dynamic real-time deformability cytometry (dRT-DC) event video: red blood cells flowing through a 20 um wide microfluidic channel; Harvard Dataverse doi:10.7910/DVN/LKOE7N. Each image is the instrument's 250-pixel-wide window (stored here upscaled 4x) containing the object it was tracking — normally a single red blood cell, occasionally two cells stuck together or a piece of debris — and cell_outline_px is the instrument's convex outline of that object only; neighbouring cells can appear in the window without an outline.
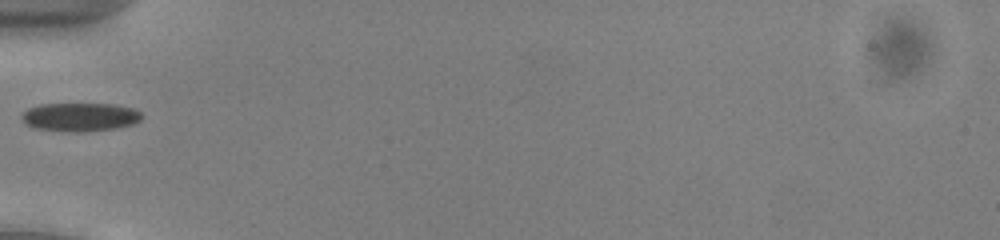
{"species": "common noctule bat (a hibernating species)", "species_latin": "Nyctalus noctula", "temperature_condition": "cold", "stored_images_in_passage": 34, "camera_frame_rate_fps": 3000, "um_per_image_px": 0.085, "animal": {"sex": "male", "body_mass_g": 13.0, "forearm_length_mm": 53.1}, "frame": {"image": 1, "passage_image": 1, "time_ms": 0.0, "image_size_px": [1000, 240], "cell_outline_px": [[144, 116], [140, 120], [132, 124], [116, 128], [80, 132], [72, 132], [32, 128], [20, 116], [28, 108], [40, 104], [112, 104], [132, 108], [140, 112]], "centroid_in_image_um": [6.8, 9.94], "position_along_channel_um": 78.2, "area_um2": 19.88}}
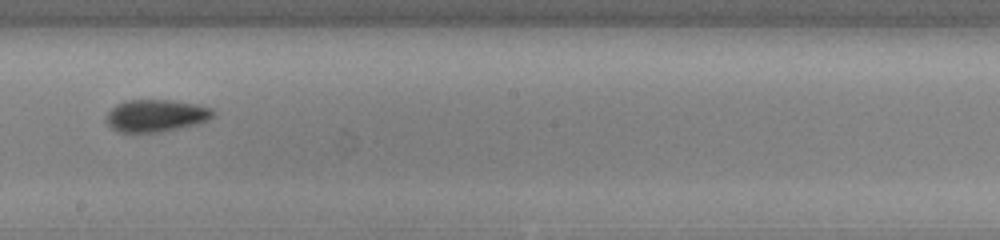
{"frame": {"image": 2, "passage_image": 13, "time_ms": 4.0, "image_size_px": [1000, 240], "cell_outline_px": [[216, 112], [208, 120], [196, 124], [156, 132], [116, 132], [104, 120], [108, 112], [116, 104], [124, 100], [172, 100], [196, 104], [212, 108]], "centroid_in_image_um": [13.23, 9.82], "position_along_channel_um": 235.0, "area_um2": 20.06}}
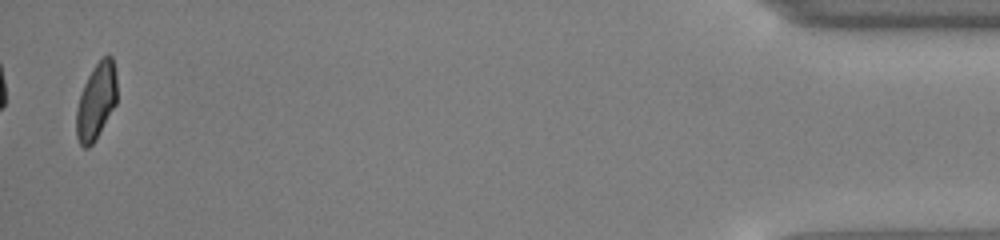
{"frame": {"image": 3, "passage_image": 34, "time_ms": 11.0, "image_size_px": [1000, 240], "cell_outline_px": [[116, 104], [96, 140], [88, 148], [84, 148], [80, 144], [76, 136], [76, 108], [80, 92], [88, 76], [96, 64], [104, 56], [112, 56], [116, 72]], "centroid_in_image_um": [8.17, 8.64], "position_along_channel_um": 427.0, "area_um2": 18.15}, "authors_computed_cell_mechanics": {"area_um2": 19.4208, "velocity_mm_per_s": 3.9195, "shape_relaxation_time_tau1_ms": 2.688, "shape_relaxation_time_tau2_ms": 2.4868, "deformation_change_tau1": 0.0963, "deformation_change_tau2": 0.0563}}